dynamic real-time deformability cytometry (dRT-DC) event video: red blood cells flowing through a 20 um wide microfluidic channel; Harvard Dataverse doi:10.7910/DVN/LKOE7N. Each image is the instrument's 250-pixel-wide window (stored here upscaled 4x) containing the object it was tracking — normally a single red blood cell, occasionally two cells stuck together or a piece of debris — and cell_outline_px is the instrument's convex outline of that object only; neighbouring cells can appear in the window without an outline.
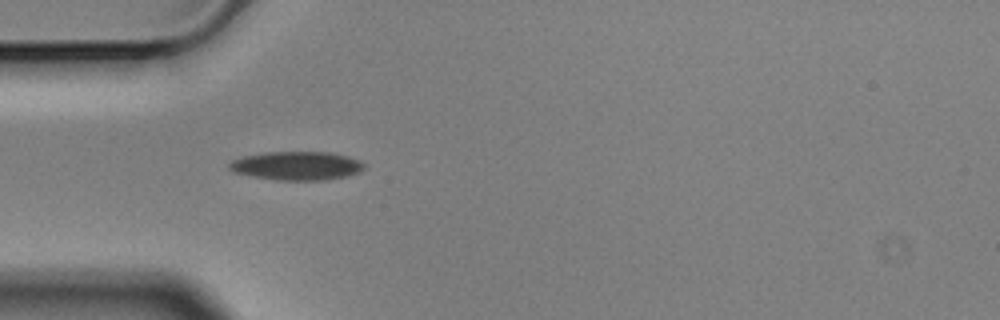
{"species": "Egyptian fruit bat (a non-hibernating species)", "species_latin": "Rousettus aegyptiacus", "temperature_condition": "cold", "stored_images_in_passage": 5, "camera_frame_rate_fps": 3000, "um_per_image_px": 0.085, "animal": {"sex": "male"}, "frame": {"image": 1, "passage_image": 1, "time_ms": 0.0, "image_size_px": [1000, 320], "cell_outline_px": [[364, 168], [360, 172], [348, 176], [324, 180], [276, 180], [252, 176], [232, 172], [228, 168], [228, 164], [232, 160], [244, 156], [264, 152], [332, 152], [348, 156], [360, 160], [364, 164]], "centroid_in_image_um": [25.22, 14.09], "position_along_channel_um": 59.8, "area_um2": 22.72}}
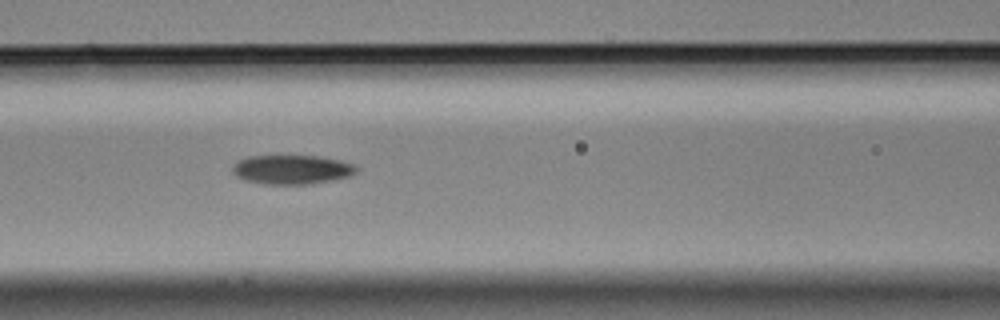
{"frame": {"image": 2, "passage_image": 3, "time_ms": 0.667, "image_size_px": [1000, 320], "cell_outline_px": [[360, 168], [356, 172], [348, 176], [332, 180], [308, 184], [264, 184], [244, 180], [236, 176], [232, 172], [232, 164], [248, 156], [320, 156], [340, 160], [356, 164]], "centroid_in_image_um": [24.81, 14.41], "position_along_channel_um": 141.8, "area_um2": 21.21}}
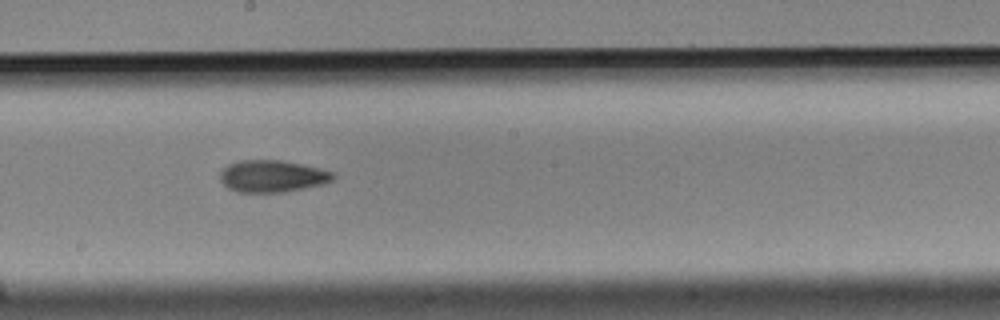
{"frame": {"image": 3, "passage_image": 5, "time_ms": 1.333, "image_size_px": [1000, 320], "cell_outline_px": [[336, 176], [332, 180], [324, 184], [280, 192], [240, 192], [228, 188], [220, 180], [220, 172], [228, 164], [240, 160], [280, 160], [320, 168], [336, 172]], "centroid_in_image_um": [23.16, 14.96], "position_along_channel_um": 225.0, "area_um2": 20.98}}